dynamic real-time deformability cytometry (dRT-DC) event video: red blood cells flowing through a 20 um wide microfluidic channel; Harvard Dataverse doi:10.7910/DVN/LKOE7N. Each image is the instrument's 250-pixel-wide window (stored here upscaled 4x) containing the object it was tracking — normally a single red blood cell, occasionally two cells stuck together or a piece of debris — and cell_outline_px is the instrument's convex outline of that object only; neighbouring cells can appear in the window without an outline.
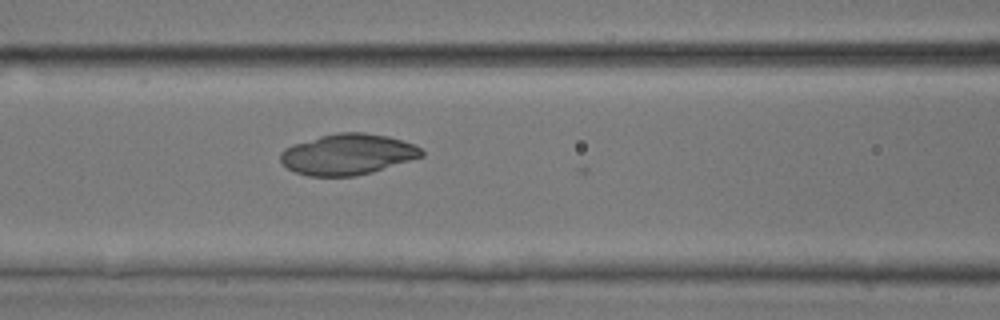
{"species": "common noctule bat (a hibernating species)", "species_latin": "Nyctalus noctula", "temperature_condition": "room temperature", "stored_images_in_passage": 5, "camera_frame_rate_fps": 3000, "um_per_image_px": 0.085, "animal": {"sex": "male", "body_mass_g": 17.9, "forearm_length_mm": 54.2}, "frame": {"image": 1, "passage_image": 4, "time_ms": 1.0, "image_size_px": [1000, 320], "cell_outline_px": [[424, 156], [372, 172], [356, 176], [308, 176], [296, 172], [288, 168], [280, 160], [280, 152], [284, 148], [292, 144], [320, 136], [340, 132], [364, 132], [388, 136], [412, 144], [420, 148], [424, 152]], "centroid_in_image_um": [29.53, 13.12], "position_along_channel_um": 137.1, "area_um2": 33.52}}